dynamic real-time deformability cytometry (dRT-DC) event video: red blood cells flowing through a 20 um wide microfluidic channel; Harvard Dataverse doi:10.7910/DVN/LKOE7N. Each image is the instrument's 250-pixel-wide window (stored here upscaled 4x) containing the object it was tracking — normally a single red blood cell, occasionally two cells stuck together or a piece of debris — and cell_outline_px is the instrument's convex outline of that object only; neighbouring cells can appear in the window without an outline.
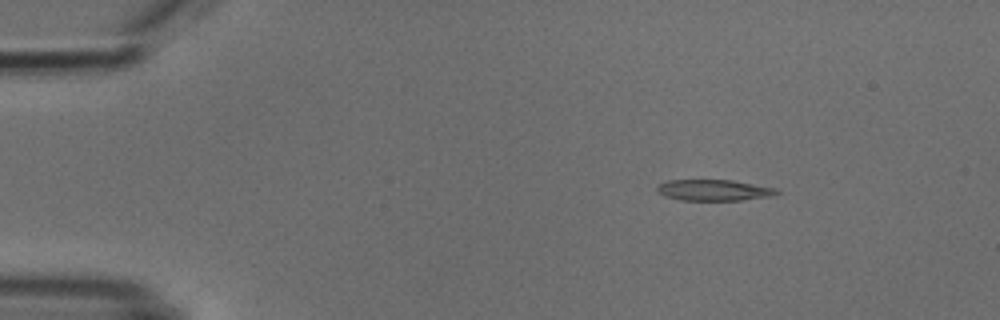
{"species": "common noctule bat (a hibernating species)", "species_latin": "Nyctalus noctula", "temperature_condition": "cold", "stored_images_in_passage": 5, "camera_frame_rate_fps": 3000, "um_per_image_px": 0.085, "animal": {"sex": "male", "body_mass_g": 18.8}, "frame": {"image": 1, "passage_image": 3, "time_ms": 2.333, "image_size_px": [1000, 320], "cell_outline_px": [[780, 192], [768, 196], [740, 200], [680, 200], [664, 196], [656, 188], [664, 180], [732, 180], [776, 188]], "centroid_in_image_um": [60.64, 16.15], "position_along_channel_um": 24.4, "area_um2": 14.51}}